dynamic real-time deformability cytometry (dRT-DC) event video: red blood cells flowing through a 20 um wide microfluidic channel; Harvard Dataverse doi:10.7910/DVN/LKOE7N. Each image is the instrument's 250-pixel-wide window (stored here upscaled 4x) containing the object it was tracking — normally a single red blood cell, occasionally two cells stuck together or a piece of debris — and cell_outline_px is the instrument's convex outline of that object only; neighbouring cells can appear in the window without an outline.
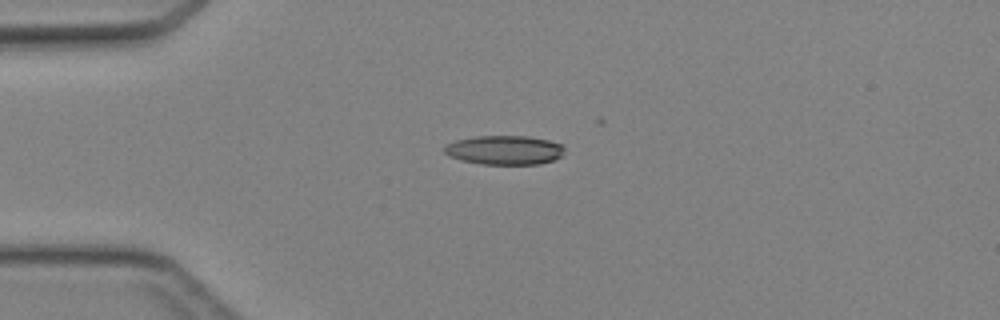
{"species": "Egyptian fruit bat (a non-hibernating species)", "species_latin": "Rousettus aegyptiacus", "temperature_condition": "cold", "stored_images_in_passage": 34, "camera_frame_rate_fps": 3000, "um_per_image_px": 0.085, "animal": {"sex": "female"}, "frame": {"image": 1, "passage_image": 1, "time_ms": 0.0, "image_size_px": [1000, 320], "cell_outline_px": [[564, 148], [560, 156], [552, 160], [540, 164], [480, 164], [460, 160], [448, 156], [444, 152], [444, 144], [456, 140], [476, 136], [528, 136], [548, 140], [564, 144]], "centroid_in_image_um": [42.84, 12.75], "position_along_channel_um": 42.2, "area_um2": 20.52}}
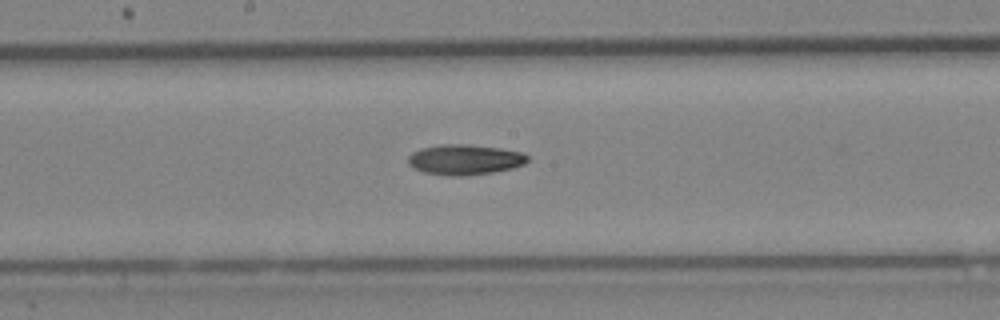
{"frame": {"image": 2, "passage_image": 14, "time_ms": 4.333, "image_size_px": [1000, 320], "cell_outline_px": [[528, 160], [524, 164], [512, 168], [492, 172], [464, 176], [448, 176], [424, 172], [408, 164], [408, 156], [412, 152], [420, 148], [440, 144], [464, 144], [500, 148], [524, 152], [528, 156]], "centroid_in_image_um": [39.5, 13.56], "position_along_channel_um": 208.7, "area_um2": 21.15}}
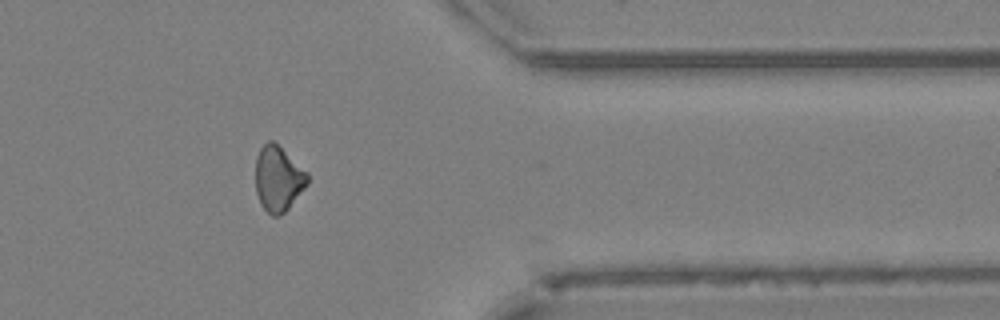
{"frame": {"image": 3, "passage_image": 27, "time_ms": 8.667, "image_size_px": [1000, 320], "cell_outline_px": [[308, 184], [288, 208], [280, 216], [272, 216], [260, 204], [256, 192], [256, 156], [260, 148], [268, 140], [272, 140], [308, 172]], "centroid_in_image_um": [23.64, 15.19], "position_along_channel_um": 387.8, "area_um2": 19.65}}